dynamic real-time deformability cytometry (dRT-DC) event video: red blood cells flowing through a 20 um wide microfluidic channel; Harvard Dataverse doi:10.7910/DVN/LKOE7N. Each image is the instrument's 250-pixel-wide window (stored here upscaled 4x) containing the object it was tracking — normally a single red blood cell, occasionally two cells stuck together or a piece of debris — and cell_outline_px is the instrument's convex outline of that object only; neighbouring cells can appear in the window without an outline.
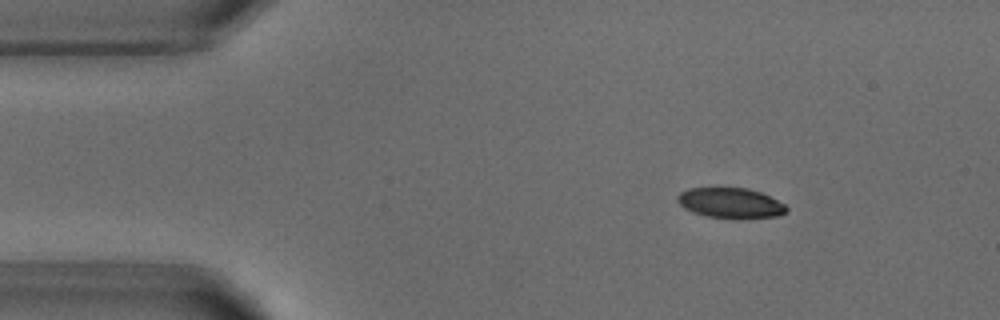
{"species": "common noctule bat (a hibernating species)", "species_latin": "Nyctalus noctula", "temperature_condition": "warm", "stored_images_in_passage": 3, "camera_frame_rate_fps": 3000, "um_per_image_px": 0.085, "animal": {"sex": "male", "body_mass_g": 18.8}, "frame": {"image": 1, "passage_image": 1, "time_ms": 0.0, "image_size_px": [1000, 320], "cell_outline_px": [[788, 212], [780, 216], [740, 220], [736, 220], [708, 216], [692, 212], [684, 208], [676, 200], [676, 196], [680, 192], [688, 188], [716, 184], [748, 188], [760, 192], [784, 204], [788, 208]], "centroid_in_image_um": [62.06, 17.22], "position_along_channel_um": 22.9, "area_um2": 20.52}}
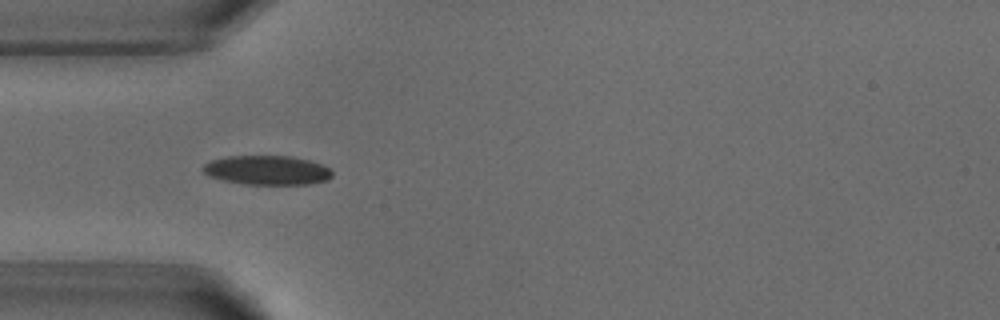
{"frame": {"image": 2, "passage_image": 3, "time_ms": 2.667, "image_size_px": [1000, 320], "cell_outline_px": [[332, 176], [328, 180], [308, 184], [244, 184], [224, 180], [208, 176], [200, 168], [204, 164], [212, 160], [228, 156], [292, 156], [312, 160], [332, 168]], "centroid_in_image_um": [22.74, 14.46], "position_along_channel_um": 62.3, "area_um2": 22.25}}